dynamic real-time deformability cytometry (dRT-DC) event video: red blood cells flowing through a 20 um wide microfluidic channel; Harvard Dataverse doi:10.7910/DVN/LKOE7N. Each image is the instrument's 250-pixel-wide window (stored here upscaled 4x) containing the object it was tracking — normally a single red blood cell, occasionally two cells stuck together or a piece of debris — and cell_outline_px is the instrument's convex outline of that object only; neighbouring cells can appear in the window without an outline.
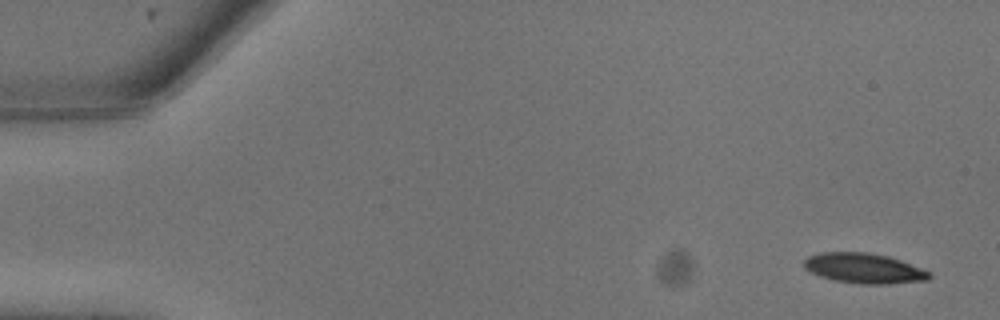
{"species": "common noctule bat (a hibernating species)", "species_latin": "Nyctalus noctula", "temperature_condition": "warm", "stored_images_in_passage": 10, "camera_frame_rate_fps": 3000, "um_per_image_px": 0.085, "animal": {"sex": "male", "body_mass_g": 13.3}, "frame": {"image": 1, "passage_image": 1, "time_ms": 0.0, "image_size_px": [1000, 320], "cell_outline_px": [[932, 276], [928, 280], [888, 284], [860, 284], [832, 280], [820, 276], [804, 268], [804, 260], [808, 256], [820, 252], [868, 252], [888, 256], [900, 260], [920, 268], [928, 272]], "centroid_in_image_um": [73.41, 22.8], "position_along_channel_um": 11.6, "area_um2": 21.96}}
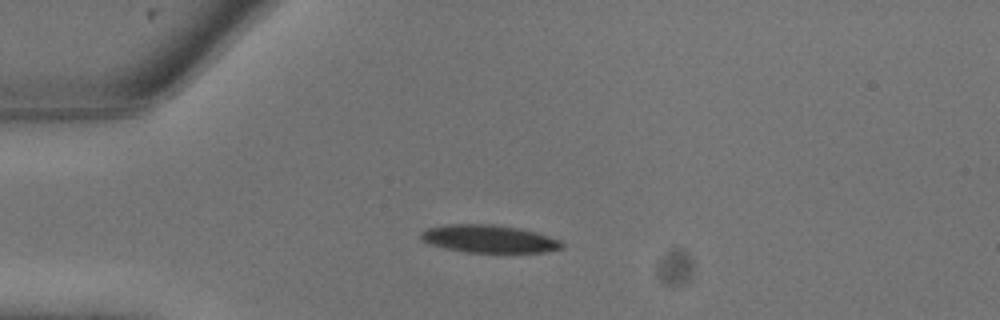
{"frame": {"image": 2, "passage_image": 6, "time_ms": 1.667, "image_size_px": [1000, 320], "cell_outline_px": [[564, 248], [548, 252], [464, 252], [444, 248], [428, 244], [420, 240], [420, 232], [428, 228], [448, 224], [492, 224], [516, 228], [536, 232], [560, 240], [564, 244]], "centroid_in_image_um": [41.54, 20.31], "position_along_channel_um": 43.5, "area_um2": 22.89}}
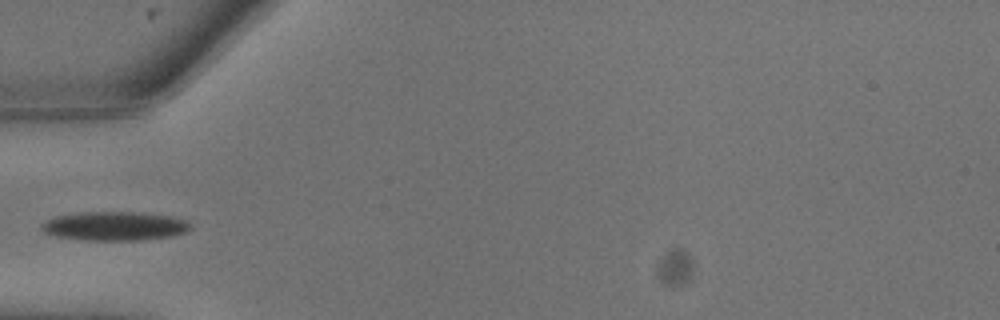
{"frame": {"image": 3, "passage_image": 8, "time_ms": 2.333, "image_size_px": [1000, 320], "cell_outline_px": [[192, 228], [184, 232], [172, 236], [140, 240], [80, 240], [56, 236], [44, 232], [40, 228], [40, 224], [56, 216], [80, 212], [136, 212], [168, 216], [188, 220]], "centroid_in_image_um": [9.73, 19.22], "position_along_channel_um": 75.3, "area_um2": 25.09}}